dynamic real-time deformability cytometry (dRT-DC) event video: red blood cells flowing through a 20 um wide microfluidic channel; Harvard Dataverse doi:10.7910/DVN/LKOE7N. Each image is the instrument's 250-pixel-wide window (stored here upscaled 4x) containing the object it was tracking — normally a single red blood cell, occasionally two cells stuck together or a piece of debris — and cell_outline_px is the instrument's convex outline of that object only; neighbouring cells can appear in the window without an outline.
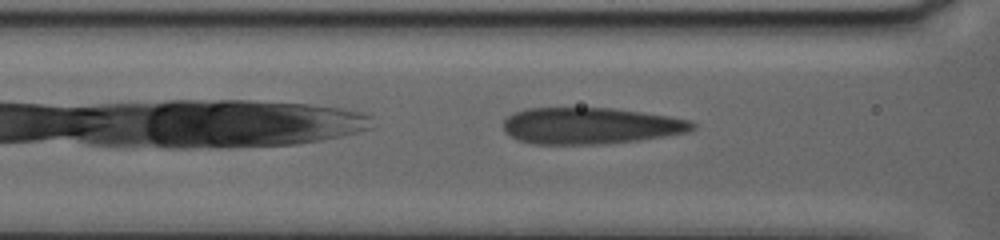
{"species": "human", "species_latin": "Homo sapiens", "temperature_condition": "warm", "stored_images_in_passage": 23, "camera_frame_rate_fps": 3000, "um_per_image_px": 0.085, "donor": {"sex": "female"}, "frame": {"image": 1, "passage_image": 12, "time_ms": 3.667, "image_size_px": [1000, 240], "cell_outline_px": [[696, 128], [688, 132], [664, 136], [636, 140], [604, 144], [532, 144], [516, 140], [504, 132], [504, 120], [508, 116], [516, 112], [528, 108], [612, 108], [668, 116], [688, 120], [696, 124]], "centroid_in_image_um": [50.16, 10.7], "position_along_channel_um": 116.4, "area_um2": 40.11}}
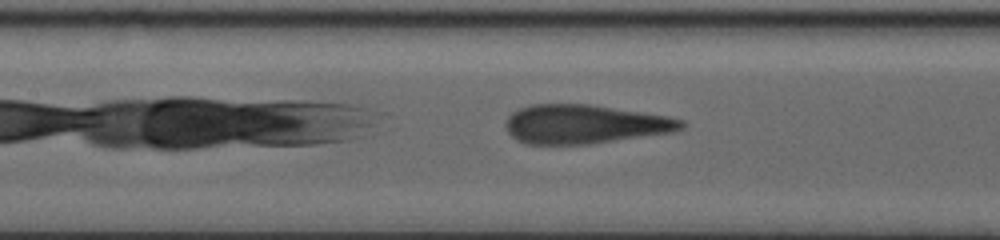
{"frame": {"image": 2, "passage_image": 17, "time_ms": 5.333, "image_size_px": [1000, 240], "cell_outline_px": [[684, 128], [676, 132], [588, 144], [528, 144], [516, 140], [508, 132], [504, 124], [508, 116], [512, 112], [520, 108], [532, 104], [588, 104], [668, 116], [684, 120]], "centroid_in_image_um": [49.7, 10.56], "position_along_channel_um": 157.7, "area_um2": 39.94}}
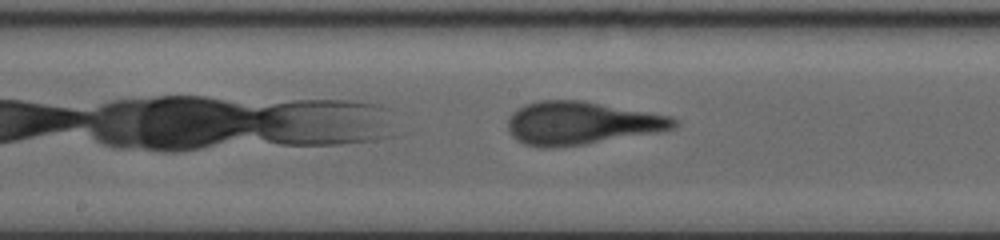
{"frame": {"image": 3, "passage_image": 22, "time_ms": 7.0, "image_size_px": [1000, 240], "cell_outline_px": [[680, 124], [672, 128], [660, 132], [584, 144], [556, 148], [540, 148], [524, 144], [516, 140], [508, 132], [508, 120], [512, 112], [524, 104], [540, 100], [584, 100], [672, 116], [680, 120]], "centroid_in_image_um": [49.42, 10.46], "position_along_channel_um": 198.8, "area_um2": 42.14}}